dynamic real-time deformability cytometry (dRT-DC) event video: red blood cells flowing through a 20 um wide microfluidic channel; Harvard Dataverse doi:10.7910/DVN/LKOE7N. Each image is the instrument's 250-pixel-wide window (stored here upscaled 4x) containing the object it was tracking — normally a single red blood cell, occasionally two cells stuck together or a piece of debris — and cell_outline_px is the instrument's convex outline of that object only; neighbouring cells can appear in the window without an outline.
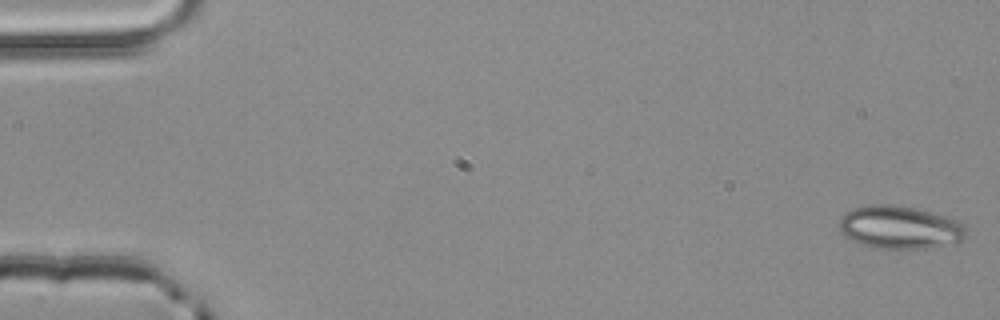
{"species": "common noctule bat (a hibernating species)", "species_latin": "Nyctalus noctula", "temperature_condition": "room temperature", "stored_images_in_passage": 4, "camera_frame_rate_fps": 3000, "um_per_image_px": 0.085, "animal": {"sex": "male", "body_mass_g": 20.4}, "frame": {"image": 1, "passage_image": 1, "time_ms": 0.0, "image_size_px": [1000, 320], "cell_outline_px": [[968, 236], [960, 240], [924, 248], [884, 248], [864, 244], [840, 232], [840, 216], [852, 208], [868, 204], [892, 204], [912, 208], [928, 212], [956, 220], [964, 224], [968, 228]], "centroid_in_image_um": [76.48, 19.29], "position_along_channel_um": 8.5, "area_um2": 31.04}}